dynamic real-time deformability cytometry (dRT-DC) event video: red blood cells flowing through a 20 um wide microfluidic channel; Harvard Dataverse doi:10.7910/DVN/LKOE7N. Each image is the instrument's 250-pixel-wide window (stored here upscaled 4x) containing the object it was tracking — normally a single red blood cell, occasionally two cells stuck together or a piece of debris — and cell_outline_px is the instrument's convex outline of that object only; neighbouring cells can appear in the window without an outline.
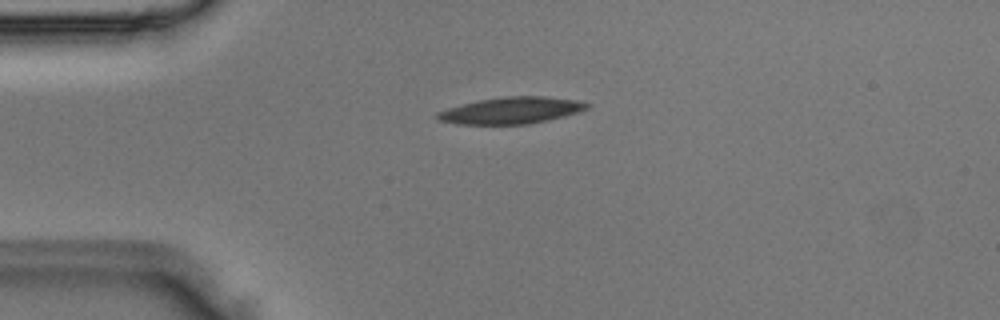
{"species": "Egyptian fruit bat (a non-hibernating species)", "species_latin": "Rousettus aegyptiacus", "temperature_condition": "room temperature", "stored_images_in_passage": 39, "camera_frame_rate_fps": 3000, "um_per_image_px": 0.085, "animal": {"sex": "male"}, "frame": {"image": 1, "passage_image": 2, "time_ms": 0.333, "image_size_px": [1000, 320], "cell_outline_px": [[588, 108], [564, 116], [548, 120], [528, 124], [456, 124], [436, 120], [436, 112], [448, 108], [480, 100], [504, 96], [544, 96], [572, 100], [588, 104]], "centroid_in_image_um": [43.38, 9.4], "position_along_channel_um": 41.6, "area_um2": 22.89}}
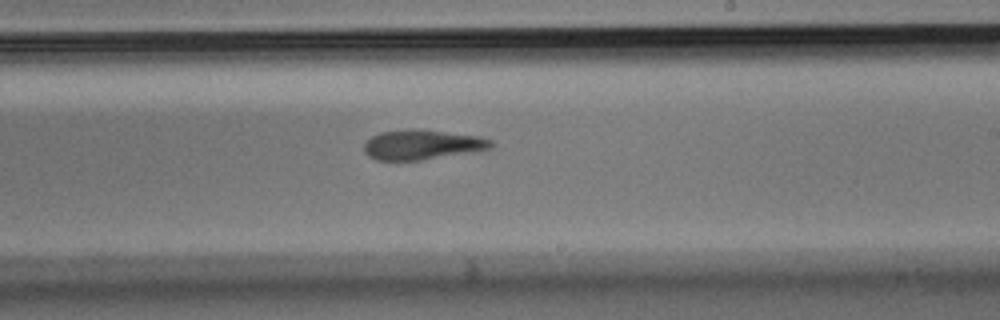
{"frame": {"image": 2, "passage_image": 19, "time_ms": 6.0, "image_size_px": [1000, 320], "cell_outline_px": [[492, 144], [488, 148], [420, 160], [376, 160], [368, 156], [364, 152], [364, 144], [372, 136], [380, 132], [440, 132], [476, 136], [492, 140]], "centroid_in_image_um": [35.79, 12.35], "position_along_channel_um": 253.2, "area_um2": 20.46}}
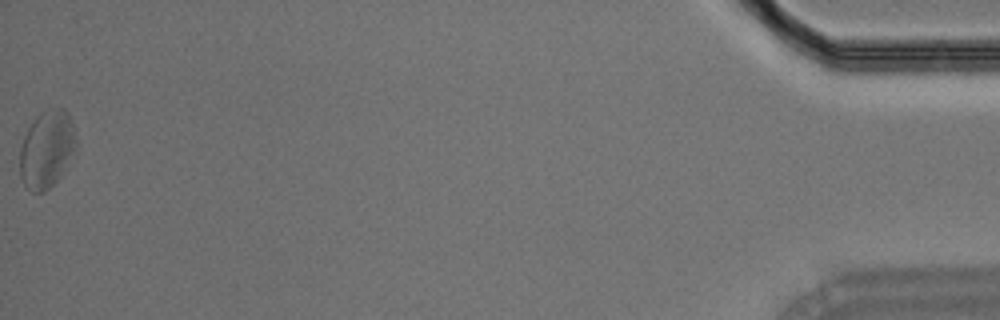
{"frame": {"image": 3, "passage_image": 39, "time_ms": 12.667, "image_size_px": [1000, 320], "cell_outline_px": [[72, 152], [64, 172], [44, 192], [32, 192], [24, 184], [20, 176], [20, 148], [24, 136], [28, 128], [36, 116], [40, 112], [48, 108], [64, 108], [68, 112], [72, 124]], "centroid_in_image_um": [3.91, 12.68], "position_along_channel_um": 431.3, "area_um2": 24.68}}